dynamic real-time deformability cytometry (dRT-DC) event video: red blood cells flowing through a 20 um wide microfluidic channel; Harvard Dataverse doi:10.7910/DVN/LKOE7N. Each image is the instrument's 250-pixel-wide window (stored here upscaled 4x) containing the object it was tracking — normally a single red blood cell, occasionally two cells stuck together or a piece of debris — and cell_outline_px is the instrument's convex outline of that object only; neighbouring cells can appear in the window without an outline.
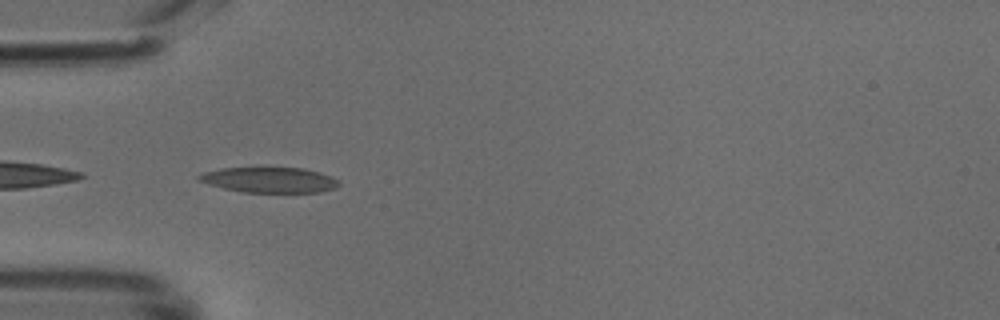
{"species": "common noctule bat (a hibernating species)", "species_latin": "Nyctalus noctula", "temperature_condition": "cold", "stored_images_in_passage": 27, "camera_frame_rate_fps": 3000, "um_per_image_px": 0.085, "animal": {"sex": "male", "body_mass_g": 18.8}, "frame": {"image": 1, "passage_image": 1, "time_ms": 0.0, "image_size_px": [1000, 320], "cell_outline_px": [[340, 184], [336, 188], [320, 192], [240, 192], [208, 184], [196, 180], [196, 176], [204, 172], [220, 168], [260, 164], [304, 168], [320, 172], [340, 180]], "centroid_in_image_um": [22.86, 15.23], "position_along_channel_um": 62.1, "area_um2": 22.02}}